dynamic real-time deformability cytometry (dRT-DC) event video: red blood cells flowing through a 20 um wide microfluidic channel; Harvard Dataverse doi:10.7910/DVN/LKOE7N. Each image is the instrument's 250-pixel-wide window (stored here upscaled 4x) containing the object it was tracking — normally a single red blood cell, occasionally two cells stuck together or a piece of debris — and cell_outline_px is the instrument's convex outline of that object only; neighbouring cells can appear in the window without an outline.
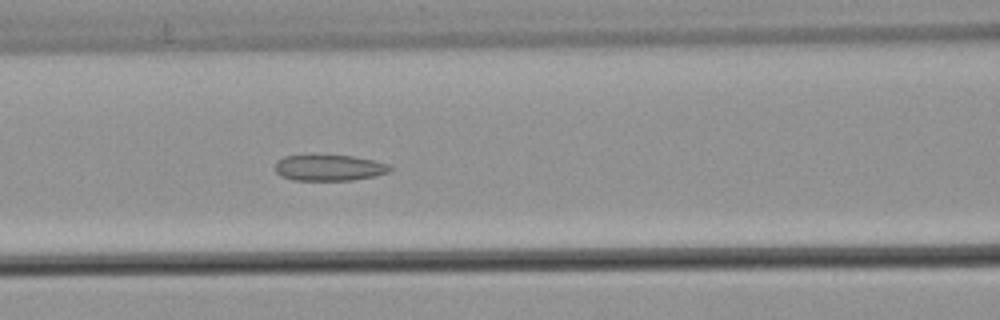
{"species": "common noctule bat (a hibernating species)", "species_latin": "Nyctalus noctula", "temperature_condition": "warm", "stored_images_in_passage": 8, "camera_frame_rate_fps": 3000, "um_per_image_px": 0.085, "animal": {"sex": "male", "body_mass_g": 21.5, "forearm_length_mm": 52.0}, "frame": {"image": 1, "passage_image": 5, "time_ms": 1.333, "image_size_px": [1000, 320], "cell_outline_px": [[392, 168], [388, 172], [376, 176], [352, 180], [292, 180], [280, 176], [276, 172], [276, 160], [284, 156], [352, 156], [372, 160], [388, 164]], "centroid_in_image_um": [27.96, 14.27], "position_along_channel_um": 138.6, "area_um2": 17.22}}